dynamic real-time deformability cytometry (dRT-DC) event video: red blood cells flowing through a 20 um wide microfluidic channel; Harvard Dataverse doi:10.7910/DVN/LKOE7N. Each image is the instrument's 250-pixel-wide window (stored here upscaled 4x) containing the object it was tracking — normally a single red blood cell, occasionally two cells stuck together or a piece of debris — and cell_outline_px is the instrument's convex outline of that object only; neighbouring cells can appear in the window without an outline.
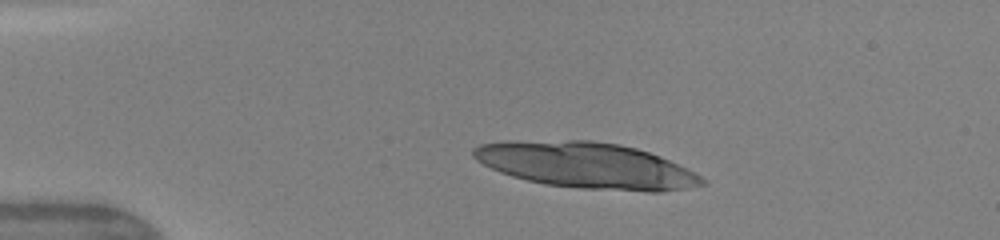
{"species": "human", "species_latin": "Homo sapiens", "temperature_condition": "warm", "stored_images_in_passage": 12, "camera_frame_rate_fps": 3000, "um_per_image_px": 0.085, "donor": {"sex": "female"}, "frame": {"image": 1, "passage_image": 1, "time_ms": 0.0, "image_size_px": [1000, 240], "cell_outline_px": [[708, 184], [688, 188], [660, 192], [648, 192], [580, 188], [544, 184], [512, 176], [500, 172], [476, 160], [472, 156], [472, 148], [480, 144], [504, 140], [592, 140], [620, 144], [636, 148], [660, 156], [708, 180]], "centroid_in_image_um": [49.82, 14.05], "position_along_channel_um": 35.2, "area_um2": 61.44}}